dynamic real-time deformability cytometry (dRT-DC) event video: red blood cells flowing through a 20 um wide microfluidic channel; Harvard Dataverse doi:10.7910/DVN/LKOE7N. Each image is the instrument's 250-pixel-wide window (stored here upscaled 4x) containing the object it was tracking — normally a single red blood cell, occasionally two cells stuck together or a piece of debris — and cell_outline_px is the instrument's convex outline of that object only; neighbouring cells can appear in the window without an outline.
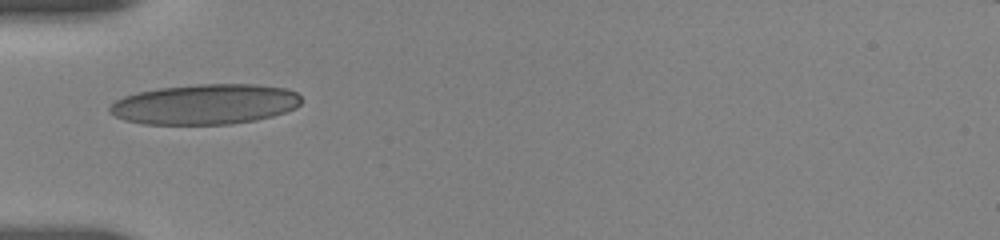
{"species": "human", "species_latin": "Homo sapiens", "temperature_condition": "room temperature", "stored_images_in_passage": 16, "camera_frame_rate_fps": 3000, "um_per_image_px": 0.085, "donor": {"sex": "female"}, "frame": {"image": 1, "passage_image": 1, "time_ms": 0.0, "image_size_px": [1000, 240], "cell_outline_px": [[300, 104], [296, 108], [272, 116], [256, 120], [228, 124], [144, 124], [124, 120], [108, 112], [108, 108], [116, 100], [124, 96], [136, 92], [160, 88], [196, 84], [256, 84], [288, 88], [296, 92], [300, 96]], "centroid_in_image_um": [17.43, 8.85], "position_along_channel_um": 67.6, "area_um2": 45.08}}
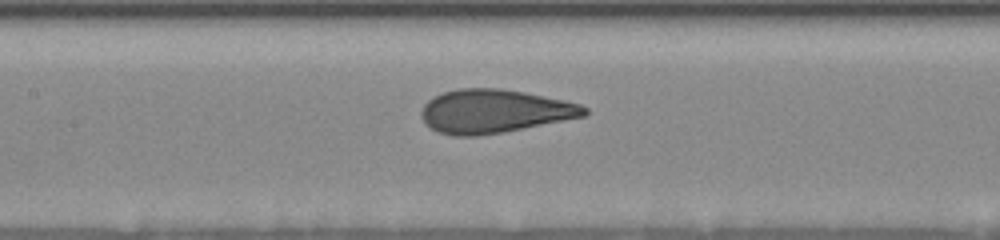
{"frame": {"image": 2, "passage_image": 7, "time_ms": 2.667, "image_size_px": [1000, 240], "cell_outline_px": [[588, 112], [584, 116], [504, 132], [476, 136], [452, 136], [440, 132], [432, 128], [424, 120], [420, 112], [424, 104], [428, 100], [444, 92], [456, 88], [500, 88], [524, 92], [564, 100], [580, 104], [588, 108]], "centroid_in_image_um": [42.02, 9.45], "position_along_channel_um": 165.4, "area_um2": 41.1}}
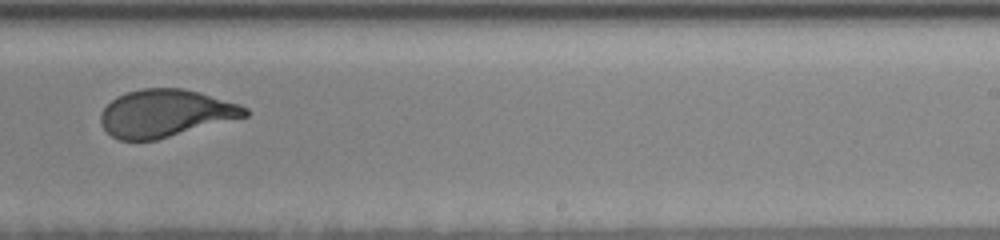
{"frame": {"image": 3, "passage_image": 14, "time_ms": 5.667, "image_size_px": [1000, 240], "cell_outline_px": [[248, 116], [156, 140], [120, 140], [112, 136], [100, 124], [100, 112], [116, 96], [140, 88], [184, 88], [200, 92], [240, 104], [248, 108]], "centroid_in_image_um": [14.06, 9.62], "position_along_channel_um": 274.9, "area_um2": 39.94}}